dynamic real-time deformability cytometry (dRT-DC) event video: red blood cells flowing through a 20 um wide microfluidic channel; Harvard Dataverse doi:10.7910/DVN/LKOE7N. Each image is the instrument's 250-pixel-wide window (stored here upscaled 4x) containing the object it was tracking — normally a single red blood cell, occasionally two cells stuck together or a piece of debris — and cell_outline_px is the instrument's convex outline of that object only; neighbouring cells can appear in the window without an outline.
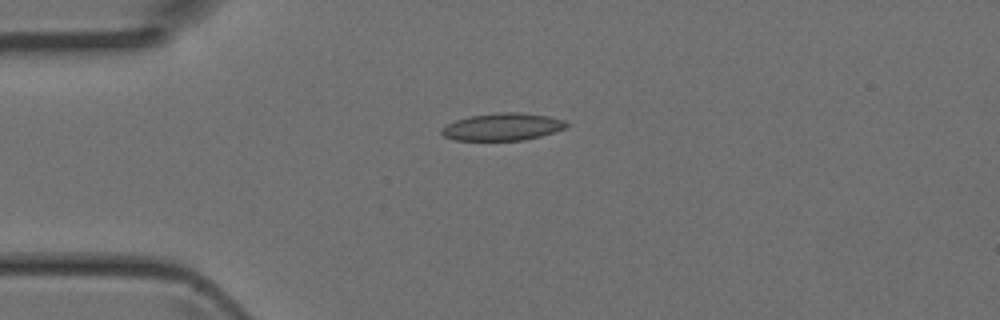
{"species": "Egyptian fruit bat (a non-hibernating species)", "species_latin": "Rousettus aegyptiacus", "temperature_condition": "room temperature", "stored_images_in_passage": 3, "camera_frame_rate_fps": 3000, "um_per_image_px": 0.085, "animal": {"sex": "female"}, "frame": {"image": 1, "passage_image": 3, "time_ms": 0.667, "image_size_px": [1000, 320], "cell_outline_px": [[572, 124], [564, 128], [540, 136], [524, 140], [456, 140], [444, 136], [440, 132], [440, 128], [456, 120], [468, 116], [496, 112], [520, 112], [548, 116], [564, 120]], "centroid_in_image_um": [42.71, 10.77], "position_along_channel_um": 42.3, "area_um2": 19.94}}